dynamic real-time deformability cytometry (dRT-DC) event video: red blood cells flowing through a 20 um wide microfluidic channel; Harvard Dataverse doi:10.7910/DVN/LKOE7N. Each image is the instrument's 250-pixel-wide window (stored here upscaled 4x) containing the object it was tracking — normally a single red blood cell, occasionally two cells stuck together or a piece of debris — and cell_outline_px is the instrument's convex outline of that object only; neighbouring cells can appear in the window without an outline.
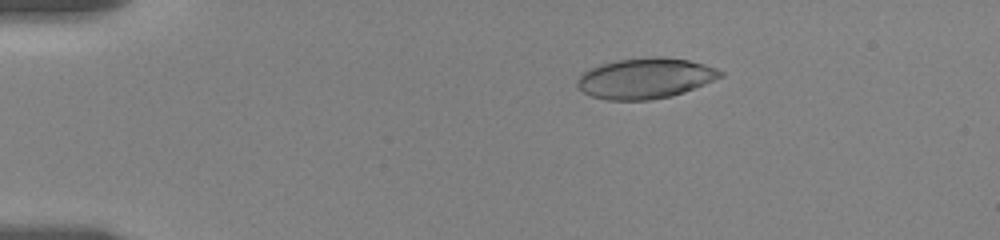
{"species": "human", "species_latin": "Homo sapiens", "temperature_condition": "room temperature", "stored_images_in_passage": 50, "camera_frame_rate_fps": 3000, "um_per_image_px": 0.085, "donor": {"sex": "female"}, "frame": {"image": 1, "passage_image": 3, "time_ms": 0.667, "image_size_px": [1000, 240], "cell_outline_px": [[724, 76], [684, 92], [672, 96], [648, 100], [608, 100], [592, 96], [584, 92], [576, 84], [576, 80], [584, 72], [600, 64], [616, 60], [652, 56], [660, 56], [688, 60], [704, 64], [716, 68], [724, 72]], "centroid_in_image_um": [54.87, 6.65], "position_along_channel_um": 30.1, "area_um2": 33.76}}
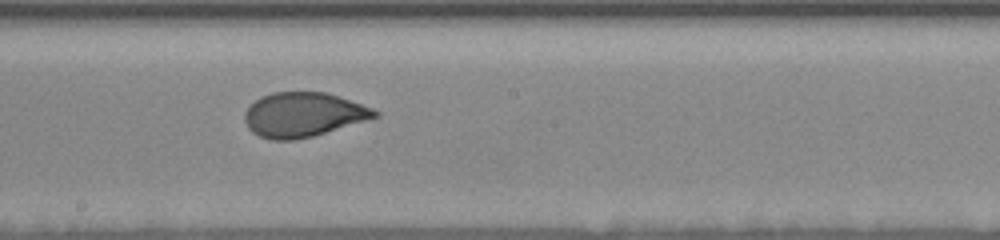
{"frame": {"image": 2, "passage_image": 25, "time_ms": 8.0, "image_size_px": [1000, 240], "cell_outline_px": [[380, 116], [312, 136], [296, 140], [272, 140], [260, 136], [252, 132], [248, 128], [244, 120], [244, 112], [260, 96], [272, 92], [328, 92], [372, 108], [380, 112]], "centroid_in_image_um": [25.76, 9.74], "position_along_channel_um": 222.4, "area_um2": 33.64}}
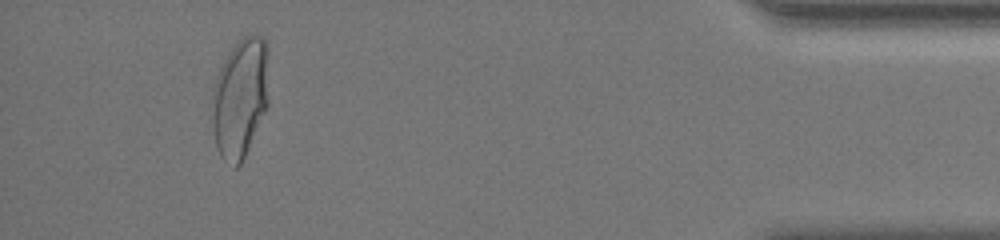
{"frame": {"image": 3, "passage_image": 46, "time_ms": 15.0, "image_size_px": [1000, 240], "cell_outline_px": [[268, 108], [240, 164], [236, 168], [224, 160], [220, 156], [216, 144], [212, 120], [212, 88], [220, 64], [236, 40], [244, 36], [260, 36], [268, 44]], "centroid_in_image_um": [20.42, 8.27], "position_along_channel_um": 414.8, "area_um2": 40.17}, "authors_computed_cell_mechanics": {"area_um2": 34.391, "velocity_mm_per_s": 3.5218, "shape_relaxation_time_tau1_ms": 5.1112, "shape_relaxation_time_tau2_ms": null, "deformation_change_tau1": 0.1642, "deformation_change_tau2": null}}